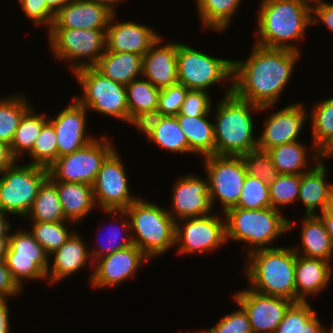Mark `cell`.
I'll return each instance as SVG.
<instances>
[{
  "mask_svg": "<svg viewBox=\"0 0 333 333\" xmlns=\"http://www.w3.org/2000/svg\"><path fill=\"white\" fill-rule=\"evenodd\" d=\"M300 53L254 44L249 58L233 60L232 91L240 98L268 110L290 81Z\"/></svg>",
  "mask_w": 333,
  "mask_h": 333,
  "instance_id": "6da1fadb",
  "label": "cell"
},
{
  "mask_svg": "<svg viewBox=\"0 0 333 333\" xmlns=\"http://www.w3.org/2000/svg\"><path fill=\"white\" fill-rule=\"evenodd\" d=\"M256 15V45L300 53L292 42L301 41L312 25L311 6L297 0H262Z\"/></svg>",
  "mask_w": 333,
  "mask_h": 333,
  "instance_id": "7a4b0ae2",
  "label": "cell"
},
{
  "mask_svg": "<svg viewBox=\"0 0 333 333\" xmlns=\"http://www.w3.org/2000/svg\"><path fill=\"white\" fill-rule=\"evenodd\" d=\"M226 92L214 115L215 155L241 156L258 147L251 111H260L261 107L238 97L232 91V82Z\"/></svg>",
  "mask_w": 333,
  "mask_h": 333,
  "instance_id": "3957f363",
  "label": "cell"
},
{
  "mask_svg": "<svg viewBox=\"0 0 333 333\" xmlns=\"http://www.w3.org/2000/svg\"><path fill=\"white\" fill-rule=\"evenodd\" d=\"M247 254L245 275L250 289L296 302L293 246L257 249Z\"/></svg>",
  "mask_w": 333,
  "mask_h": 333,
  "instance_id": "277c9868",
  "label": "cell"
},
{
  "mask_svg": "<svg viewBox=\"0 0 333 333\" xmlns=\"http://www.w3.org/2000/svg\"><path fill=\"white\" fill-rule=\"evenodd\" d=\"M226 220V238L250 245L247 252L269 248L268 245L294 227L281 211L272 207L242 209L233 207L223 213Z\"/></svg>",
  "mask_w": 333,
  "mask_h": 333,
  "instance_id": "5b68a950",
  "label": "cell"
},
{
  "mask_svg": "<svg viewBox=\"0 0 333 333\" xmlns=\"http://www.w3.org/2000/svg\"><path fill=\"white\" fill-rule=\"evenodd\" d=\"M125 212L134 245L149 259L163 255L175 245V221L167 209L137 197Z\"/></svg>",
  "mask_w": 333,
  "mask_h": 333,
  "instance_id": "8992f818",
  "label": "cell"
},
{
  "mask_svg": "<svg viewBox=\"0 0 333 333\" xmlns=\"http://www.w3.org/2000/svg\"><path fill=\"white\" fill-rule=\"evenodd\" d=\"M16 163L0 173V210L26 218L49 171L33 164Z\"/></svg>",
  "mask_w": 333,
  "mask_h": 333,
  "instance_id": "52a82bcc",
  "label": "cell"
},
{
  "mask_svg": "<svg viewBox=\"0 0 333 333\" xmlns=\"http://www.w3.org/2000/svg\"><path fill=\"white\" fill-rule=\"evenodd\" d=\"M76 81L82 87V96L74 97L87 110L99 112L129 122L126 87L105 77L95 67L75 71Z\"/></svg>",
  "mask_w": 333,
  "mask_h": 333,
  "instance_id": "ba28073f",
  "label": "cell"
},
{
  "mask_svg": "<svg viewBox=\"0 0 333 333\" xmlns=\"http://www.w3.org/2000/svg\"><path fill=\"white\" fill-rule=\"evenodd\" d=\"M106 31L107 29L50 28L49 47L54 58L74 62L70 68L74 73L82 68L96 66L106 49ZM80 58H87V62H80Z\"/></svg>",
  "mask_w": 333,
  "mask_h": 333,
  "instance_id": "9c48e42d",
  "label": "cell"
},
{
  "mask_svg": "<svg viewBox=\"0 0 333 333\" xmlns=\"http://www.w3.org/2000/svg\"><path fill=\"white\" fill-rule=\"evenodd\" d=\"M233 60L212 57L205 52L177 42L178 83L192 90L206 91L212 86L230 79ZM221 81V82H220Z\"/></svg>",
  "mask_w": 333,
  "mask_h": 333,
  "instance_id": "30bf717a",
  "label": "cell"
},
{
  "mask_svg": "<svg viewBox=\"0 0 333 333\" xmlns=\"http://www.w3.org/2000/svg\"><path fill=\"white\" fill-rule=\"evenodd\" d=\"M107 137L96 138L71 154L58 157L48 168L51 181L85 183L93 186L106 158L115 150Z\"/></svg>",
  "mask_w": 333,
  "mask_h": 333,
  "instance_id": "8fae6325",
  "label": "cell"
},
{
  "mask_svg": "<svg viewBox=\"0 0 333 333\" xmlns=\"http://www.w3.org/2000/svg\"><path fill=\"white\" fill-rule=\"evenodd\" d=\"M203 161L209 180L212 207L218 199L225 213L235 207L240 199L247 175L244 162L241 156L218 155L203 157Z\"/></svg>",
  "mask_w": 333,
  "mask_h": 333,
  "instance_id": "7c38bea8",
  "label": "cell"
},
{
  "mask_svg": "<svg viewBox=\"0 0 333 333\" xmlns=\"http://www.w3.org/2000/svg\"><path fill=\"white\" fill-rule=\"evenodd\" d=\"M50 257L28 230L20 229L9 235L5 263L12 278L22 288L25 280H46ZM23 281V282H22Z\"/></svg>",
  "mask_w": 333,
  "mask_h": 333,
  "instance_id": "4fadbf2b",
  "label": "cell"
},
{
  "mask_svg": "<svg viewBox=\"0 0 333 333\" xmlns=\"http://www.w3.org/2000/svg\"><path fill=\"white\" fill-rule=\"evenodd\" d=\"M179 222H175V245H178L179 254L205 253L227 242L226 220L221 215L211 213L181 219L183 226Z\"/></svg>",
  "mask_w": 333,
  "mask_h": 333,
  "instance_id": "5bb4252c",
  "label": "cell"
},
{
  "mask_svg": "<svg viewBox=\"0 0 333 333\" xmlns=\"http://www.w3.org/2000/svg\"><path fill=\"white\" fill-rule=\"evenodd\" d=\"M127 177L125 166L114 150L103 162L93 184L95 204L102 210H125L137 199L130 194Z\"/></svg>",
  "mask_w": 333,
  "mask_h": 333,
  "instance_id": "9a60e30c",
  "label": "cell"
},
{
  "mask_svg": "<svg viewBox=\"0 0 333 333\" xmlns=\"http://www.w3.org/2000/svg\"><path fill=\"white\" fill-rule=\"evenodd\" d=\"M233 297L247 312L253 333H274L293 303L286 298L260 294L249 287Z\"/></svg>",
  "mask_w": 333,
  "mask_h": 333,
  "instance_id": "2e32d148",
  "label": "cell"
},
{
  "mask_svg": "<svg viewBox=\"0 0 333 333\" xmlns=\"http://www.w3.org/2000/svg\"><path fill=\"white\" fill-rule=\"evenodd\" d=\"M207 179V180H206ZM172 210H167L175 222L178 219L202 217L213 210L208 178L191 173L178 178L172 188ZM177 216V217H176Z\"/></svg>",
  "mask_w": 333,
  "mask_h": 333,
  "instance_id": "e0dca14e",
  "label": "cell"
},
{
  "mask_svg": "<svg viewBox=\"0 0 333 333\" xmlns=\"http://www.w3.org/2000/svg\"><path fill=\"white\" fill-rule=\"evenodd\" d=\"M148 261L150 259L136 245H132L97 259L89 281L98 289L118 286L133 278L141 265Z\"/></svg>",
  "mask_w": 333,
  "mask_h": 333,
  "instance_id": "ac0fdd59",
  "label": "cell"
},
{
  "mask_svg": "<svg viewBox=\"0 0 333 333\" xmlns=\"http://www.w3.org/2000/svg\"><path fill=\"white\" fill-rule=\"evenodd\" d=\"M308 118L302 103H294L271 113L266 117L264 130L257 138L258 148L268 151L276 146L297 141Z\"/></svg>",
  "mask_w": 333,
  "mask_h": 333,
  "instance_id": "d6986e66",
  "label": "cell"
},
{
  "mask_svg": "<svg viewBox=\"0 0 333 333\" xmlns=\"http://www.w3.org/2000/svg\"><path fill=\"white\" fill-rule=\"evenodd\" d=\"M88 110L75 98L70 105L61 110L55 118L48 121L54 126L58 157L71 154L91 143L96 137L86 134Z\"/></svg>",
  "mask_w": 333,
  "mask_h": 333,
  "instance_id": "ffe728a7",
  "label": "cell"
},
{
  "mask_svg": "<svg viewBox=\"0 0 333 333\" xmlns=\"http://www.w3.org/2000/svg\"><path fill=\"white\" fill-rule=\"evenodd\" d=\"M112 15L106 31V49L114 52H128L143 56L161 37L147 25L133 21L118 22Z\"/></svg>",
  "mask_w": 333,
  "mask_h": 333,
  "instance_id": "44dd1931",
  "label": "cell"
},
{
  "mask_svg": "<svg viewBox=\"0 0 333 333\" xmlns=\"http://www.w3.org/2000/svg\"><path fill=\"white\" fill-rule=\"evenodd\" d=\"M163 39L161 36L143 55L142 65V77L160 90L178 83L177 42L163 45Z\"/></svg>",
  "mask_w": 333,
  "mask_h": 333,
  "instance_id": "7402d4cb",
  "label": "cell"
},
{
  "mask_svg": "<svg viewBox=\"0 0 333 333\" xmlns=\"http://www.w3.org/2000/svg\"><path fill=\"white\" fill-rule=\"evenodd\" d=\"M112 15L103 5L87 0H72L55 14L51 28L107 29Z\"/></svg>",
  "mask_w": 333,
  "mask_h": 333,
  "instance_id": "603a6c76",
  "label": "cell"
},
{
  "mask_svg": "<svg viewBox=\"0 0 333 333\" xmlns=\"http://www.w3.org/2000/svg\"><path fill=\"white\" fill-rule=\"evenodd\" d=\"M75 231L68 238V240L55 252L49 256L53 257L52 266H48L46 277L49 280L47 283L51 286L62 279L77 273L80 269L86 267L90 262L94 266L91 258L90 251H88L87 244L81 239Z\"/></svg>",
  "mask_w": 333,
  "mask_h": 333,
  "instance_id": "cb8c5ba5",
  "label": "cell"
},
{
  "mask_svg": "<svg viewBox=\"0 0 333 333\" xmlns=\"http://www.w3.org/2000/svg\"><path fill=\"white\" fill-rule=\"evenodd\" d=\"M321 159L314 167L301 174V184L298 200L305 205V215H317V208L320 207L321 213L329 209L333 201V183H327L326 164ZM316 211V212H315Z\"/></svg>",
  "mask_w": 333,
  "mask_h": 333,
  "instance_id": "d4e9b609",
  "label": "cell"
},
{
  "mask_svg": "<svg viewBox=\"0 0 333 333\" xmlns=\"http://www.w3.org/2000/svg\"><path fill=\"white\" fill-rule=\"evenodd\" d=\"M331 277L332 266L329 261L296 254V302L307 301V296L322 292V289L327 288Z\"/></svg>",
  "mask_w": 333,
  "mask_h": 333,
  "instance_id": "484cf974",
  "label": "cell"
},
{
  "mask_svg": "<svg viewBox=\"0 0 333 333\" xmlns=\"http://www.w3.org/2000/svg\"><path fill=\"white\" fill-rule=\"evenodd\" d=\"M138 129L160 148L177 154L189 153L186 135L176 116L154 114L138 126Z\"/></svg>",
  "mask_w": 333,
  "mask_h": 333,
  "instance_id": "4316f807",
  "label": "cell"
},
{
  "mask_svg": "<svg viewBox=\"0 0 333 333\" xmlns=\"http://www.w3.org/2000/svg\"><path fill=\"white\" fill-rule=\"evenodd\" d=\"M129 124L136 128L156 114L160 89L148 79L138 78L125 85Z\"/></svg>",
  "mask_w": 333,
  "mask_h": 333,
  "instance_id": "83f0119b",
  "label": "cell"
},
{
  "mask_svg": "<svg viewBox=\"0 0 333 333\" xmlns=\"http://www.w3.org/2000/svg\"><path fill=\"white\" fill-rule=\"evenodd\" d=\"M52 182L57 187L62 210L68 221L77 224L96 207L93 186L85 183Z\"/></svg>",
  "mask_w": 333,
  "mask_h": 333,
  "instance_id": "f1b7e54d",
  "label": "cell"
},
{
  "mask_svg": "<svg viewBox=\"0 0 333 333\" xmlns=\"http://www.w3.org/2000/svg\"><path fill=\"white\" fill-rule=\"evenodd\" d=\"M143 56L114 52L105 49L95 68L105 77L127 85L137 78H142Z\"/></svg>",
  "mask_w": 333,
  "mask_h": 333,
  "instance_id": "f546056e",
  "label": "cell"
},
{
  "mask_svg": "<svg viewBox=\"0 0 333 333\" xmlns=\"http://www.w3.org/2000/svg\"><path fill=\"white\" fill-rule=\"evenodd\" d=\"M301 223V247L304 253H300L297 246L293 249L298 255L310 258H319L331 261L333 246L330 235L318 215H304Z\"/></svg>",
  "mask_w": 333,
  "mask_h": 333,
  "instance_id": "4dcf8cb0",
  "label": "cell"
},
{
  "mask_svg": "<svg viewBox=\"0 0 333 333\" xmlns=\"http://www.w3.org/2000/svg\"><path fill=\"white\" fill-rule=\"evenodd\" d=\"M209 113L201 116L176 115L180 128L189 145V153L202 157L215 155L214 125L209 122Z\"/></svg>",
  "mask_w": 333,
  "mask_h": 333,
  "instance_id": "1f68e13d",
  "label": "cell"
},
{
  "mask_svg": "<svg viewBox=\"0 0 333 333\" xmlns=\"http://www.w3.org/2000/svg\"><path fill=\"white\" fill-rule=\"evenodd\" d=\"M313 150L311 161L318 163L322 153L333 143V97L317 102L310 112Z\"/></svg>",
  "mask_w": 333,
  "mask_h": 333,
  "instance_id": "d6a6232c",
  "label": "cell"
},
{
  "mask_svg": "<svg viewBox=\"0 0 333 333\" xmlns=\"http://www.w3.org/2000/svg\"><path fill=\"white\" fill-rule=\"evenodd\" d=\"M317 314L308 301L293 302L274 333H325Z\"/></svg>",
  "mask_w": 333,
  "mask_h": 333,
  "instance_id": "836d02e7",
  "label": "cell"
},
{
  "mask_svg": "<svg viewBox=\"0 0 333 333\" xmlns=\"http://www.w3.org/2000/svg\"><path fill=\"white\" fill-rule=\"evenodd\" d=\"M31 222L68 221L63 213L56 185L47 178L40 186L34 204L26 216Z\"/></svg>",
  "mask_w": 333,
  "mask_h": 333,
  "instance_id": "e575fe53",
  "label": "cell"
},
{
  "mask_svg": "<svg viewBox=\"0 0 333 333\" xmlns=\"http://www.w3.org/2000/svg\"><path fill=\"white\" fill-rule=\"evenodd\" d=\"M48 122L43 114L35 113L32 106L22 116L14 137L9 145L12 156L16 161L24 152L32 151L42 127Z\"/></svg>",
  "mask_w": 333,
  "mask_h": 333,
  "instance_id": "d590c367",
  "label": "cell"
},
{
  "mask_svg": "<svg viewBox=\"0 0 333 333\" xmlns=\"http://www.w3.org/2000/svg\"><path fill=\"white\" fill-rule=\"evenodd\" d=\"M273 164L280 174H303L310 171L314 166L310 168L308 166V150L303 143L298 140L282 144L268 150ZM305 168V170H304ZM303 169V170H302Z\"/></svg>",
  "mask_w": 333,
  "mask_h": 333,
  "instance_id": "8d00e7d4",
  "label": "cell"
},
{
  "mask_svg": "<svg viewBox=\"0 0 333 333\" xmlns=\"http://www.w3.org/2000/svg\"><path fill=\"white\" fill-rule=\"evenodd\" d=\"M241 3V0H196L203 28L225 30Z\"/></svg>",
  "mask_w": 333,
  "mask_h": 333,
  "instance_id": "74e56055",
  "label": "cell"
},
{
  "mask_svg": "<svg viewBox=\"0 0 333 333\" xmlns=\"http://www.w3.org/2000/svg\"><path fill=\"white\" fill-rule=\"evenodd\" d=\"M0 98V141L11 144L24 113L31 107L25 95Z\"/></svg>",
  "mask_w": 333,
  "mask_h": 333,
  "instance_id": "f35d334b",
  "label": "cell"
},
{
  "mask_svg": "<svg viewBox=\"0 0 333 333\" xmlns=\"http://www.w3.org/2000/svg\"><path fill=\"white\" fill-rule=\"evenodd\" d=\"M65 223L73 224L74 222H32L30 232L48 255L58 250L74 233Z\"/></svg>",
  "mask_w": 333,
  "mask_h": 333,
  "instance_id": "ab89813d",
  "label": "cell"
},
{
  "mask_svg": "<svg viewBox=\"0 0 333 333\" xmlns=\"http://www.w3.org/2000/svg\"><path fill=\"white\" fill-rule=\"evenodd\" d=\"M104 212L107 213V215H111L112 217L114 216L113 218V221L114 223L117 222L116 220L118 219L117 216L120 214L122 218L118 219V220H121V226H120V229H118V227L114 224L115 227H117V229L119 230H113V229H109V230H112L110 233H109V236L107 237V241L109 243V245H104L103 241L102 243L99 245V249H94V250H90L92 252H90V255H91V260L93 261V263L101 258V257H104V256H107L115 251H118V250H122V249H125L127 247H130L132 245H134L133 243V240H132V236L131 234H129L128 232L131 233V227H130V221H129V217L127 215V213L125 212V210H102ZM113 213V214H112ZM116 216V217H115ZM125 218V219H124ZM127 219V220H126ZM125 233H128V234H125ZM121 234H125V235H129L128 237L125 236L122 238L121 237ZM106 236V235H105ZM98 239V238H97ZM121 239V240H120ZM119 240V241H118ZM98 241H100L98 239Z\"/></svg>",
  "mask_w": 333,
  "mask_h": 333,
  "instance_id": "60d3db41",
  "label": "cell"
},
{
  "mask_svg": "<svg viewBox=\"0 0 333 333\" xmlns=\"http://www.w3.org/2000/svg\"><path fill=\"white\" fill-rule=\"evenodd\" d=\"M33 160L29 164L49 168L58 158V147L54 126L48 121L37 137L32 151L28 154Z\"/></svg>",
  "mask_w": 333,
  "mask_h": 333,
  "instance_id": "b9f144b4",
  "label": "cell"
},
{
  "mask_svg": "<svg viewBox=\"0 0 333 333\" xmlns=\"http://www.w3.org/2000/svg\"><path fill=\"white\" fill-rule=\"evenodd\" d=\"M301 184V174H280L269 184L272 208L281 211L280 207L287 206L298 200Z\"/></svg>",
  "mask_w": 333,
  "mask_h": 333,
  "instance_id": "7bdbcfd3",
  "label": "cell"
},
{
  "mask_svg": "<svg viewBox=\"0 0 333 333\" xmlns=\"http://www.w3.org/2000/svg\"><path fill=\"white\" fill-rule=\"evenodd\" d=\"M246 172L267 184L273 183L280 175L267 150L255 148L241 155Z\"/></svg>",
  "mask_w": 333,
  "mask_h": 333,
  "instance_id": "ee69618b",
  "label": "cell"
},
{
  "mask_svg": "<svg viewBox=\"0 0 333 333\" xmlns=\"http://www.w3.org/2000/svg\"><path fill=\"white\" fill-rule=\"evenodd\" d=\"M242 209H263L272 207L269 184L257 177L246 175L238 204Z\"/></svg>",
  "mask_w": 333,
  "mask_h": 333,
  "instance_id": "f6af8a7d",
  "label": "cell"
},
{
  "mask_svg": "<svg viewBox=\"0 0 333 333\" xmlns=\"http://www.w3.org/2000/svg\"><path fill=\"white\" fill-rule=\"evenodd\" d=\"M187 91L188 88L180 83L161 89L156 114L167 116L178 115L187 95Z\"/></svg>",
  "mask_w": 333,
  "mask_h": 333,
  "instance_id": "bcb514c9",
  "label": "cell"
},
{
  "mask_svg": "<svg viewBox=\"0 0 333 333\" xmlns=\"http://www.w3.org/2000/svg\"><path fill=\"white\" fill-rule=\"evenodd\" d=\"M236 304L238 310L223 316L214 327L202 333H253L247 312L240 304Z\"/></svg>",
  "mask_w": 333,
  "mask_h": 333,
  "instance_id": "7dc6e473",
  "label": "cell"
},
{
  "mask_svg": "<svg viewBox=\"0 0 333 333\" xmlns=\"http://www.w3.org/2000/svg\"><path fill=\"white\" fill-rule=\"evenodd\" d=\"M25 15L33 24L52 27L55 13L48 7L46 0H19Z\"/></svg>",
  "mask_w": 333,
  "mask_h": 333,
  "instance_id": "c3c4849f",
  "label": "cell"
},
{
  "mask_svg": "<svg viewBox=\"0 0 333 333\" xmlns=\"http://www.w3.org/2000/svg\"><path fill=\"white\" fill-rule=\"evenodd\" d=\"M211 97L206 91L188 89L178 115L201 116L211 112Z\"/></svg>",
  "mask_w": 333,
  "mask_h": 333,
  "instance_id": "681fc988",
  "label": "cell"
},
{
  "mask_svg": "<svg viewBox=\"0 0 333 333\" xmlns=\"http://www.w3.org/2000/svg\"><path fill=\"white\" fill-rule=\"evenodd\" d=\"M20 291L22 292V288L12 278L5 260L0 261V300H7L11 296L19 295Z\"/></svg>",
  "mask_w": 333,
  "mask_h": 333,
  "instance_id": "f907efd6",
  "label": "cell"
},
{
  "mask_svg": "<svg viewBox=\"0 0 333 333\" xmlns=\"http://www.w3.org/2000/svg\"><path fill=\"white\" fill-rule=\"evenodd\" d=\"M311 20L312 25L318 24V20L322 21V23H324V25L333 32V4L319 0L315 5L312 6Z\"/></svg>",
  "mask_w": 333,
  "mask_h": 333,
  "instance_id": "816d5d0a",
  "label": "cell"
},
{
  "mask_svg": "<svg viewBox=\"0 0 333 333\" xmlns=\"http://www.w3.org/2000/svg\"><path fill=\"white\" fill-rule=\"evenodd\" d=\"M16 160L11 154L10 147L7 143L0 141V173L11 166Z\"/></svg>",
  "mask_w": 333,
  "mask_h": 333,
  "instance_id": "f5cc1de1",
  "label": "cell"
},
{
  "mask_svg": "<svg viewBox=\"0 0 333 333\" xmlns=\"http://www.w3.org/2000/svg\"><path fill=\"white\" fill-rule=\"evenodd\" d=\"M9 314L7 300H0V333H10Z\"/></svg>",
  "mask_w": 333,
  "mask_h": 333,
  "instance_id": "db71d44e",
  "label": "cell"
},
{
  "mask_svg": "<svg viewBox=\"0 0 333 333\" xmlns=\"http://www.w3.org/2000/svg\"><path fill=\"white\" fill-rule=\"evenodd\" d=\"M318 216L322 219L331 239V243L333 246V201L329 205V209H326Z\"/></svg>",
  "mask_w": 333,
  "mask_h": 333,
  "instance_id": "11a10c76",
  "label": "cell"
},
{
  "mask_svg": "<svg viewBox=\"0 0 333 333\" xmlns=\"http://www.w3.org/2000/svg\"><path fill=\"white\" fill-rule=\"evenodd\" d=\"M8 213L0 210V238H9L11 224L10 221L7 220Z\"/></svg>",
  "mask_w": 333,
  "mask_h": 333,
  "instance_id": "9f6ffc18",
  "label": "cell"
},
{
  "mask_svg": "<svg viewBox=\"0 0 333 333\" xmlns=\"http://www.w3.org/2000/svg\"><path fill=\"white\" fill-rule=\"evenodd\" d=\"M72 0H46L48 7L56 14L60 9H62L66 4Z\"/></svg>",
  "mask_w": 333,
  "mask_h": 333,
  "instance_id": "6f0895ef",
  "label": "cell"
},
{
  "mask_svg": "<svg viewBox=\"0 0 333 333\" xmlns=\"http://www.w3.org/2000/svg\"><path fill=\"white\" fill-rule=\"evenodd\" d=\"M87 1H92L97 4L105 6L109 11H111L113 14H116V9L115 5L118 3H121L123 0H87Z\"/></svg>",
  "mask_w": 333,
  "mask_h": 333,
  "instance_id": "680465c9",
  "label": "cell"
},
{
  "mask_svg": "<svg viewBox=\"0 0 333 333\" xmlns=\"http://www.w3.org/2000/svg\"><path fill=\"white\" fill-rule=\"evenodd\" d=\"M9 248V238H0V261L5 260Z\"/></svg>",
  "mask_w": 333,
  "mask_h": 333,
  "instance_id": "91938a15",
  "label": "cell"
},
{
  "mask_svg": "<svg viewBox=\"0 0 333 333\" xmlns=\"http://www.w3.org/2000/svg\"><path fill=\"white\" fill-rule=\"evenodd\" d=\"M332 156H333V143L322 153L323 159H326L327 157L330 158Z\"/></svg>",
  "mask_w": 333,
  "mask_h": 333,
  "instance_id": "94428289",
  "label": "cell"
},
{
  "mask_svg": "<svg viewBox=\"0 0 333 333\" xmlns=\"http://www.w3.org/2000/svg\"><path fill=\"white\" fill-rule=\"evenodd\" d=\"M297 1H300V2H303V3H305V4H307V5H309V6H313V5H315L319 0H297ZM313 3V4H312Z\"/></svg>",
  "mask_w": 333,
  "mask_h": 333,
  "instance_id": "6125c7cd",
  "label": "cell"
},
{
  "mask_svg": "<svg viewBox=\"0 0 333 333\" xmlns=\"http://www.w3.org/2000/svg\"><path fill=\"white\" fill-rule=\"evenodd\" d=\"M325 333H333V323H332L330 329H328V330L325 329Z\"/></svg>",
  "mask_w": 333,
  "mask_h": 333,
  "instance_id": "be15d7a7",
  "label": "cell"
}]
</instances>
